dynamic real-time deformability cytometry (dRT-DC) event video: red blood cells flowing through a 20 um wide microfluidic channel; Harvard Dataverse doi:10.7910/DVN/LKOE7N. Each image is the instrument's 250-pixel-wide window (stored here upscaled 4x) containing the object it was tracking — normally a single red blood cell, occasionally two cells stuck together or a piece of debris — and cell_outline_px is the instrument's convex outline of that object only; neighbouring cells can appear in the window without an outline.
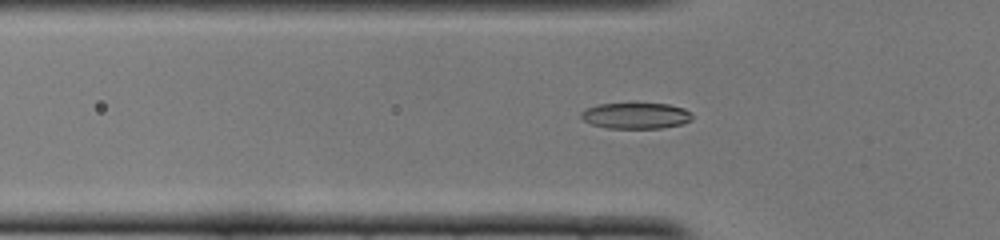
{"species": "common noctule bat (a hibernating species)", "species_latin": "Nyctalus noctula", "temperature_condition": "cold", "stored_images_in_passage": 49, "camera_frame_rate_fps": 3000, "um_per_image_px": 0.085, "animal": {"sex": "female", "body_mass_g": 22.0, "forearm_length_mm": 56.7}, "frame": {"image": 1, "passage_image": 15, "time_ms": 4.667, "image_size_px": [1000, 240], "cell_outline_px": [[692, 120], [680, 124], [660, 128], [608, 128], [592, 124], [584, 120], [580, 116], [580, 112], [584, 108], [600, 104], [636, 100], [668, 104], [684, 108], [692, 112]], "centroid_in_image_um": [54.04, 9.77], "position_along_channel_um": 71.8, "area_um2": 17.74}}
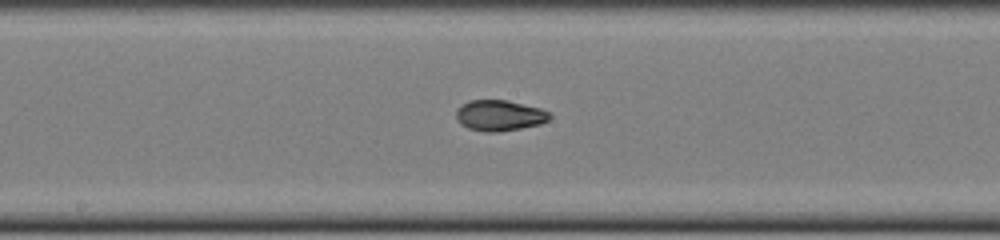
{"frame": {"image": 2, "passage_image": 25, "time_ms": 8.0, "image_size_px": [1000, 240], "cell_outline_px": [[552, 116], [548, 120], [540, 124], [520, 128], [496, 132], [488, 132], [468, 128], [460, 124], [456, 116], [456, 108], [468, 100], [508, 100], [540, 108], [548, 112]], "centroid_in_image_um": [42.44, 9.8], "position_along_channel_um": 205.8, "area_um2": 16.76}}
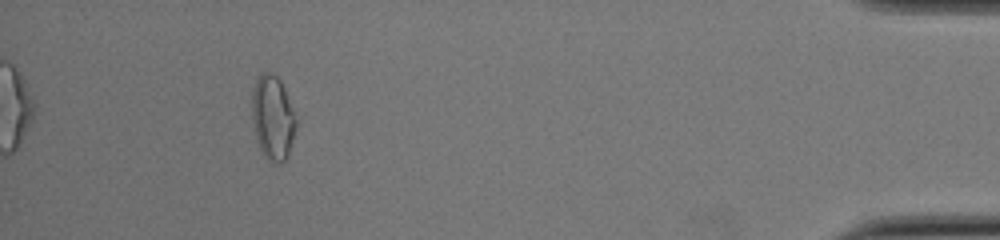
{"frame": {"image": 3, "passage_image": 45, "time_ms": 14.667, "image_size_px": [1000, 240], "cell_outline_px": [[296, 128], [288, 156], [280, 164], [272, 164], [264, 156], [260, 148], [256, 136], [252, 120], [252, 88], [260, 72], [268, 72], [276, 76], [280, 80], [284, 88], [296, 120]], "centroid_in_image_um": [23.17, 10.02], "position_along_channel_um": 412.0, "area_um2": 21.62}, "authors_computed_cell_mechanics": {"area_um2": 16.8198, "velocity_mm_per_s": 4.0084, "shape_relaxation_time_tau1_ms": 10.2921, "shape_relaxation_time_tau2_ms": 1.8011, "deformation_change_tau1": 0.2608, "deformation_change_tau2": 0.0603}}